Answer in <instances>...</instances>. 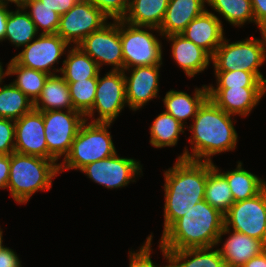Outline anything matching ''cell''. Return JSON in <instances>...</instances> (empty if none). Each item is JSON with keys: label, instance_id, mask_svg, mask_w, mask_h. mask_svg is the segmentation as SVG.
<instances>
[{"label": "cell", "instance_id": "c3c4849f", "mask_svg": "<svg viewBox=\"0 0 266 267\" xmlns=\"http://www.w3.org/2000/svg\"><path fill=\"white\" fill-rule=\"evenodd\" d=\"M7 1H14V2L19 3L21 0H7Z\"/></svg>", "mask_w": 266, "mask_h": 267}, {"label": "cell", "instance_id": "d6a6232c", "mask_svg": "<svg viewBox=\"0 0 266 267\" xmlns=\"http://www.w3.org/2000/svg\"><path fill=\"white\" fill-rule=\"evenodd\" d=\"M207 4L220 13L230 25L242 26L254 22L251 0H207Z\"/></svg>", "mask_w": 266, "mask_h": 267}, {"label": "cell", "instance_id": "f35d334b", "mask_svg": "<svg viewBox=\"0 0 266 267\" xmlns=\"http://www.w3.org/2000/svg\"><path fill=\"white\" fill-rule=\"evenodd\" d=\"M152 234L148 236L146 242L143 246H141L138 252L129 251V260L130 264L129 267H161L157 266L151 260V241H152ZM163 267H168L165 265Z\"/></svg>", "mask_w": 266, "mask_h": 267}, {"label": "cell", "instance_id": "7402d4cb", "mask_svg": "<svg viewBox=\"0 0 266 267\" xmlns=\"http://www.w3.org/2000/svg\"><path fill=\"white\" fill-rule=\"evenodd\" d=\"M213 248L212 246L182 250L160 248V250L169 263L168 267H226L219 250Z\"/></svg>", "mask_w": 266, "mask_h": 267}, {"label": "cell", "instance_id": "74e56055", "mask_svg": "<svg viewBox=\"0 0 266 267\" xmlns=\"http://www.w3.org/2000/svg\"><path fill=\"white\" fill-rule=\"evenodd\" d=\"M15 152V120L0 118V154Z\"/></svg>", "mask_w": 266, "mask_h": 267}, {"label": "cell", "instance_id": "44dd1931", "mask_svg": "<svg viewBox=\"0 0 266 267\" xmlns=\"http://www.w3.org/2000/svg\"><path fill=\"white\" fill-rule=\"evenodd\" d=\"M207 0H169L159 28L160 36L181 34L187 25L205 10Z\"/></svg>", "mask_w": 266, "mask_h": 267}, {"label": "cell", "instance_id": "d6986e66", "mask_svg": "<svg viewBox=\"0 0 266 267\" xmlns=\"http://www.w3.org/2000/svg\"><path fill=\"white\" fill-rule=\"evenodd\" d=\"M223 30L218 16L206 9L193 19L181 34L212 56L225 38Z\"/></svg>", "mask_w": 266, "mask_h": 267}, {"label": "cell", "instance_id": "8d00e7d4", "mask_svg": "<svg viewBox=\"0 0 266 267\" xmlns=\"http://www.w3.org/2000/svg\"><path fill=\"white\" fill-rule=\"evenodd\" d=\"M109 19L122 20L128 11L130 0H88Z\"/></svg>", "mask_w": 266, "mask_h": 267}, {"label": "cell", "instance_id": "ee69618b", "mask_svg": "<svg viewBox=\"0 0 266 267\" xmlns=\"http://www.w3.org/2000/svg\"><path fill=\"white\" fill-rule=\"evenodd\" d=\"M9 2L17 4L14 1L0 0V41L5 40L7 18L10 13V10L7 8Z\"/></svg>", "mask_w": 266, "mask_h": 267}, {"label": "cell", "instance_id": "5bb4252c", "mask_svg": "<svg viewBox=\"0 0 266 267\" xmlns=\"http://www.w3.org/2000/svg\"><path fill=\"white\" fill-rule=\"evenodd\" d=\"M70 45L56 34H41L28 43L24 49L13 57L21 66L43 71L49 75L55 73L51 69Z\"/></svg>", "mask_w": 266, "mask_h": 267}, {"label": "cell", "instance_id": "60d3db41", "mask_svg": "<svg viewBox=\"0 0 266 267\" xmlns=\"http://www.w3.org/2000/svg\"><path fill=\"white\" fill-rule=\"evenodd\" d=\"M60 16L68 12L80 0H40Z\"/></svg>", "mask_w": 266, "mask_h": 267}, {"label": "cell", "instance_id": "9c48e42d", "mask_svg": "<svg viewBox=\"0 0 266 267\" xmlns=\"http://www.w3.org/2000/svg\"><path fill=\"white\" fill-rule=\"evenodd\" d=\"M224 226L266 244V187L250 199L234 202L224 215Z\"/></svg>", "mask_w": 266, "mask_h": 267}, {"label": "cell", "instance_id": "7dc6e473", "mask_svg": "<svg viewBox=\"0 0 266 267\" xmlns=\"http://www.w3.org/2000/svg\"><path fill=\"white\" fill-rule=\"evenodd\" d=\"M2 234H3V231L1 230V228H0V251L4 248V245H2L3 244V240H2Z\"/></svg>", "mask_w": 266, "mask_h": 267}, {"label": "cell", "instance_id": "8992f818", "mask_svg": "<svg viewBox=\"0 0 266 267\" xmlns=\"http://www.w3.org/2000/svg\"><path fill=\"white\" fill-rule=\"evenodd\" d=\"M261 39L251 38L229 43L226 38L212 55L215 71H246L255 73L262 81L266 79L258 67L266 60V31L261 30Z\"/></svg>", "mask_w": 266, "mask_h": 267}, {"label": "cell", "instance_id": "8fae6325", "mask_svg": "<svg viewBox=\"0 0 266 267\" xmlns=\"http://www.w3.org/2000/svg\"><path fill=\"white\" fill-rule=\"evenodd\" d=\"M125 78L123 71H109L103 78L98 75L96 94L92 109L85 115L93 117L95 110L98 118L91 122L112 123L126 104Z\"/></svg>", "mask_w": 266, "mask_h": 267}, {"label": "cell", "instance_id": "bcb514c9", "mask_svg": "<svg viewBox=\"0 0 266 267\" xmlns=\"http://www.w3.org/2000/svg\"><path fill=\"white\" fill-rule=\"evenodd\" d=\"M2 62H0V84H2V80L4 79V77L7 76V71L3 72V66L1 64Z\"/></svg>", "mask_w": 266, "mask_h": 267}, {"label": "cell", "instance_id": "5b68a950", "mask_svg": "<svg viewBox=\"0 0 266 267\" xmlns=\"http://www.w3.org/2000/svg\"><path fill=\"white\" fill-rule=\"evenodd\" d=\"M111 123L85 120L72 143L69 154L59 164V172L81 170L86 165L117 153L108 129Z\"/></svg>", "mask_w": 266, "mask_h": 267}, {"label": "cell", "instance_id": "cb8c5ba5", "mask_svg": "<svg viewBox=\"0 0 266 267\" xmlns=\"http://www.w3.org/2000/svg\"><path fill=\"white\" fill-rule=\"evenodd\" d=\"M169 0H130L126 16L122 19L134 26L159 29Z\"/></svg>", "mask_w": 266, "mask_h": 267}, {"label": "cell", "instance_id": "4316f807", "mask_svg": "<svg viewBox=\"0 0 266 267\" xmlns=\"http://www.w3.org/2000/svg\"><path fill=\"white\" fill-rule=\"evenodd\" d=\"M213 162H208V175L204 200L225 215L233 205L234 199L226 177Z\"/></svg>", "mask_w": 266, "mask_h": 267}, {"label": "cell", "instance_id": "7a4b0ae2", "mask_svg": "<svg viewBox=\"0 0 266 267\" xmlns=\"http://www.w3.org/2000/svg\"><path fill=\"white\" fill-rule=\"evenodd\" d=\"M208 162L177 158L164 173L165 204L163 233L184 216L197 202L204 200Z\"/></svg>", "mask_w": 266, "mask_h": 267}, {"label": "cell", "instance_id": "d590c367", "mask_svg": "<svg viewBox=\"0 0 266 267\" xmlns=\"http://www.w3.org/2000/svg\"><path fill=\"white\" fill-rule=\"evenodd\" d=\"M98 78L67 82L70 90V98L75 110L84 116L92 109L96 94Z\"/></svg>", "mask_w": 266, "mask_h": 267}, {"label": "cell", "instance_id": "2e32d148", "mask_svg": "<svg viewBox=\"0 0 266 267\" xmlns=\"http://www.w3.org/2000/svg\"><path fill=\"white\" fill-rule=\"evenodd\" d=\"M15 152L48 159L43 115L33 109L15 120Z\"/></svg>", "mask_w": 266, "mask_h": 267}, {"label": "cell", "instance_id": "4dcf8cb0", "mask_svg": "<svg viewBox=\"0 0 266 267\" xmlns=\"http://www.w3.org/2000/svg\"><path fill=\"white\" fill-rule=\"evenodd\" d=\"M167 112L160 113L150 127V143L155 148L177 145L186 127Z\"/></svg>", "mask_w": 266, "mask_h": 267}, {"label": "cell", "instance_id": "f546056e", "mask_svg": "<svg viewBox=\"0 0 266 267\" xmlns=\"http://www.w3.org/2000/svg\"><path fill=\"white\" fill-rule=\"evenodd\" d=\"M16 11H10L7 18L5 40H9L15 47H25L38 34L35 23L25 9L16 4ZM22 11H21V10Z\"/></svg>", "mask_w": 266, "mask_h": 267}, {"label": "cell", "instance_id": "52a82bcc", "mask_svg": "<svg viewBox=\"0 0 266 267\" xmlns=\"http://www.w3.org/2000/svg\"><path fill=\"white\" fill-rule=\"evenodd\" d=\"M143 28V26H134L120 20L124 69L162 65V44L153 33L147 30L159 32V29L145 27L144 30Z\"/></svg>", "mask_w": 266, "mask_h": 267}, {"label": "cell", "instance_id": "ba28073f", "mask_svg": "<svg viewBox=\"0 0 266 267\" xmlns=\"http://www.w3.org/2000/svg\"><path fill=\"white\" fill-rule=\"evenodd\" d=\"M40 111L43 115L44 134L48 148V159L58 162L69 154L76 134L85 121L77 110Z\"/></svg>", "mask_w": 266, "mask_h": 267}, {"label": "cell", "instance_id": "f6af8a7d", "mask_svg": "<svg viewBox=\"0 0 266 267\" xmlns=\"http://www.w3.org/2000/svg\"><path fill=\"white\" fill-rule=\"evenodd\" d=\"M242 267H266V250L251 258Z\"/></svg>", "mask_w": 266, "mask_h": 267}, {"label": "cell", "instance_id": "6da1fadb", "mask_svg": "<svg viewBox=\"0 0 266 267\" xmlns=\"http://www.w3.org/2000/svg\"><path fill=\"white\" fill-rule=\"evenodd\" d=\"M232 116L208 97L199 107L189 127L192 132L190 139L192 154L185 148L178 158L212 162L211 156L233 151L237 145L238 134Z\"/></svg>", "mask_w": 266, "mask_h": 267}, {"label": "cell", "instance_id": "836d02e7", "mask_svg": "<svg viewBox=\"0 0 266 267\" xmlns=\"http://www.w3.org/2000/svg\"><path fill=\"white\" fill-rule=\"evenodd\" d=\"M20 6L24 9L30 8L27 13L35 23L37 32L41 34H56L60 24V15L43 4L40 0H21ZM40 28V29H39Z\"/></svg>", "mask_w": 266, "mask_h": 267}, {"label": "cell", "instance_id": "484cf974", "mask_svg": "<svg viewBox=\"0 0 266 267\" xmlns=\"http://www.w3.org/2000/svg\"><path fill=\"white\" fill-rule=\"evenodd\" d=\"M70 49H68L67 57L62 63L63 67L53 68L55 73L60 72L66 82L98 78L100 74L98 64L79 47L73 46Z\"/></svg>", "mask_w": 266, "mask_h": 267}, {"label": "cell", "instance_id": "e575fe53", "mask_svg": "<svg viewBox=\"0 0 266 267\" xmlns=\"http://www.w3.org/2000/svg\"><path fill=\"white\" fill-rule=\"evenodd\" d=\"M214 72L217 79V87L210 85L208 89H229L230 87L266 88V83L255 73L242 70Z\"/></svg>", "mask_w": 266, "mask_h": 267}, {"label": "cell", "instance_id": "83f0119b", "mask_svg": "<svg viewBox=\"0 0 266 267\" xmlns=\"http://www.w3.org/2000/svg\"><path fill=\"white\" fill-rule=\"evenodd\" d=\"M222 174L227 179L234 202L250 199L266 187V181L242 168V163L239 161L236 169Z\"/></svg>", "mask_w": 266, "mask_h": 267}, {"label": "cell", "instance_id": "3957f363", "mask_svg": "<svg viewBox=\"0 0 266 267\" xmlns=\"http://www.w3.org/2000/svg\"><path fill=\"white\" fill-rule=\"evenodd\" d=\"M223 226L224 215L201 200L162 233L159 248L182 250L215 247Z\"/></svg>", "mask_w": 266, "mask_h": 267}, {"label": "cell", "instance_id": "7bdbcfd3", "mask_svg": "<svg viewBox=\"0 0 266 267\" xmlns=\"http://www.w3.org/2000/svg\"><path fill=\"white\" fill-rule=\"evenodd\" d=\"M10 155L0 154V188L7 189L9 180Z\"/></svg>", "mask_w": 266, "mask_h": 267}, {"label": "cell", "instance_id": "ac0fdd59", "mask_svg": "<svg viewBox=\"0 0 266 267\" xmlns=\"http://www.w3.org/2000/svg\"><path fill=\"white\" fill-rule=\"evenodd\" d=\"M230 232V229L223 226L217 241L218 245L223 235L230 234L222 248L218 249L226 267H242L251 258L266 250V244L263 241L237 231Z\"/></svg>", "mask_w": 266, "mask_h": 267}, {"label": "cell", "instance_id": "4fadbf2b", "mask_svg": "<svg viewBox=\"0 0 266 267\" xmlns=\"http://www.w3.org/2000/svg\"><path fill=\"white\" fill-rule=\"evenodd\" d=\"M81 172L85 173L95 183L108 189L122 188L130 181L135 182L136 175L142 173L140 161L132 158H122L116 154L83 167Z\"/></svg>", "mask_w": 266, "mask_h": 267}, {"label": "cell", "instance_id": "30bf717a", "mask_svg": "<svg viewBox=\"0 0 266 267\" xmlns=\"http://www.w3.org/2000/svg\"><path fill=\"white\" fill-rule=\"evenodd\" d=\"M101 29L92 32L78 45L100 67L112 65L113 71L124 70L122 42L120 39V20H113Z\"/></svg>", "mask_w": 266, "mask_h": 267}, {"label": "cell", "instance_id": "603a6c76", "mask_svg": "<svg viewBox=\"0 0 266 267\" xmlns=\"http://www.w3.org/2000/svg\"><path fill=\"white\" fill-rule=\"evenodd\" d=\"M208 98V86L195 88L193 97L183 91L170 90L166 93L164 99L165 112L172 115L183 125L191 117H195L199 107Z\"/></svg>", "mask_w": 266, "mask_h": 267}, {"label": "cell", "instance_id": "7c38bea8", "mask_svg": "<svg viewBox=\"0 0 266 267\" xmlns=\"http://www.w3.org/2000/svg\"><path fill=\"white\" fill-rule=\"evenodd\" d=\"M108 17L88 0H80L60 16L57 34L69 45L77 46L92 32L107 24Z\"/></svg>", "mask_w": 266, "mask_h": 267}, {"label": "cell", "instance_id": "e0dca14e", "mask_svg": "<svg viewBox=\"0 0 266 267\" xmlns=\"http://www.w3.org/2000/svg\"><path fill=\"white\" fill-rule=\"evenodd\" d=\"M266 94V88L208 89V97L230 115L247 116Z\"/></svg>", "mask_w": 266, "mask_h": 267}, {"label": "cell", "instance_id": "9a60e30c", "mask_svg": "<svg viewBox=\"0 0 266 267\" xmlns=\"http://www.w3.org/2000/svg\"><path fill=\"white\" fill-rule=\"evenodd\" d=\"M160 67L161 65L137 66L123 70L126 101L131 110H139L148 101L157 98ZM126 71L131 72L129 77L126 76Z\"/></svg>", "mask_w": 266, "mask_h": 267}, {"label": "cell", "instance_id": "ab89813d", "mask_svg": "<svg viewBox=\"0 0 266 267\" xmlns=\"http://www.w3.org/2000/svg\"><path fill=\"white\" fill-rule=\"evenodd\" d=\"M255 23L260 31H266V0H251Z\"/></svg>", "mask_w": 266, "mask_h": 267}, {"label": "cell", "instance_id": "ffe728a7", "mask_svg": "<svg viewBox=\"0 0 266 267\" xmlns=\"http://www.w3.org/2000/svg\"><path fill=\"white\" fill-rule=\"evenodd\" d=\"M166 39L172 42V57L186 76L191 78L207 69L212 56L206 50L187 40L182 34H172L166 36Z\"/></svg>", "mask_w": 266, "mask_h": 267}, {"label": "cell", "instance_id": "f1b7e54d", "mask_svg": "<svg viewBox=\"0 0 266 267\" xmlns=\"http://www.w3.org/2000/svg\"><path fill=\"white\" fill-rule=\"evenodd\" d=\"M7 76L17 75L12 83L30 100L35 102L40 96L49 74L19 65L13 58L7 66Z\"/></svg>", "mask_w": 266, "mask_h": 267}, {"label": "cell", "instance_id": "277c9868", "mask_svg": "<svg viewBox=\"0 0 266 267\" xmlns=\"http://www.w3.org/2000/svg\"><path fill=\"white\" fill-rule=\"evenodd\" d=\"M59 164L38 156L10 154L7 188L14 201L25 204L38 190L51 189L52 179L60 173Z\"/></svg>", "mask_w": 266, "mask_h": 267}, {"label": "cell", "instance_id": "1f68e13d", "mask_svg": "<svg viewBox=\"0 0 266 267\" xmlns=\"http://www.w3.org/2000/svg\"><path fill=\"white\" fill-rule=\"evenodd\" d=\"M33 109L34 102L13 83L0 86V118L17 120Z\"/></svg>", "mask_w": 266, "mask_h": 267}, {"label": "cell", "instance_id": "d4e9b609", "mask_svg": "<svg viewBox=\"0 0 266 267\" xmlns=\"http://www.w3.org/2000/svg\"><path fill=\"white\" fill-rule=\"evenodd\" d=\"M34 109L37 111L75 110L70 98L69 85L62 75H49L40 96L34 102Z\"/></svg>", "mask_w": 266, "mask_h": 267}, {"label": "cell", "instance_id": "b9f144b4", "mask_svg": "<svg viewBox=\"0 0 266 267\" xmlns=\"http://www.w3.org/2000/svg\"><path fill=\"white\" fill-rule=\"evenodd\" d=\"M0 267H22L17 254L10 248L4 247L0 251Z\"/></svg>", "mask_w": 266, "mask_h": 267}]
</instances>
